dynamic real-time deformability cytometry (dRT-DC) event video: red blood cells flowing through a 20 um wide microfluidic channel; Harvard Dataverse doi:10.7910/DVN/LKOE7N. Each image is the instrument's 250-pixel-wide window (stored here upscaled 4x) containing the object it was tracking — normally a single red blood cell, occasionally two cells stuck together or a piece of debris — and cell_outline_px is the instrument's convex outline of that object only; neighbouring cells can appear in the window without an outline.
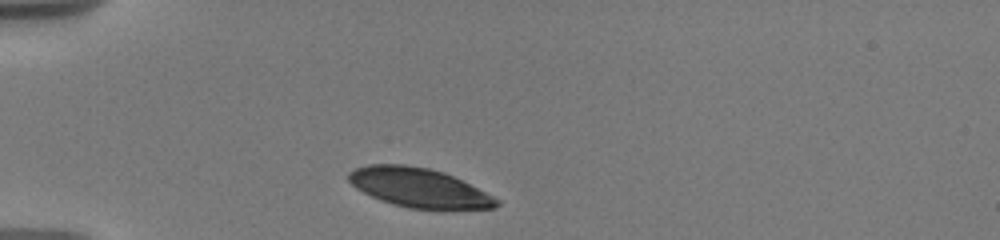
{"species": "human", "species_latin": "Homo sapiens", "temperature_condition": "warm", "stored_images_in_passage": 3, "camera_frame_rate_fps": 3000, "um_per_image_px": 0.085, "donor": {"sex": "male"}, "frame": {"image": 1, "passage_image": 1, "time_ms": 0.0, "image_size_px": [1000, 240], "cell_outline_px": [[500, 204], [492, 208], [408, 208], [392, 204], [380, 200], [356, 188], [348, 180], [348, 172], [356, 168], [368, 164], [404, 164], [428, 168], [444, 172], [500, 200]], "centroid_in_image_um": [35.54, 15.94], "position_along_channel_um": 49.5, "area_um2": 33.18}}
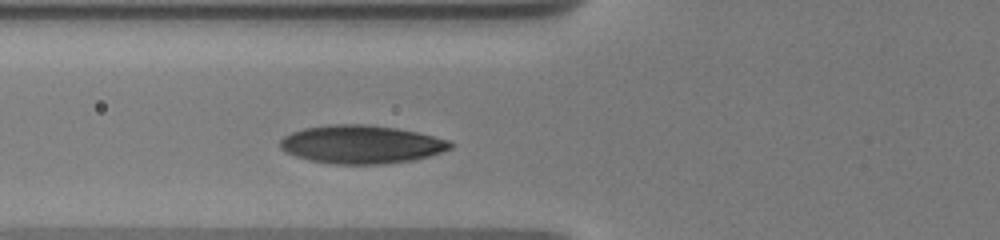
{"frame": {"image": 2, "passage_image": 3, "time_ms": 2.0, "image_size_px": [1000, 240], "cell_outline_px": [[452, 148], [428, 156], [412, 160], [384, 164], [336, 164], [308, 160], [284, 152], [280, 148], [280, 140], [284, 136], [292, 132], [304, 128], [328, 124], [368, 124], [396, 128], [416, 132], [448, 140], [452, 144]], "centroid_in_image_um": [30.67, 12.27], "position_along_channel_um": 95.1, "area_um2": 37.92}}